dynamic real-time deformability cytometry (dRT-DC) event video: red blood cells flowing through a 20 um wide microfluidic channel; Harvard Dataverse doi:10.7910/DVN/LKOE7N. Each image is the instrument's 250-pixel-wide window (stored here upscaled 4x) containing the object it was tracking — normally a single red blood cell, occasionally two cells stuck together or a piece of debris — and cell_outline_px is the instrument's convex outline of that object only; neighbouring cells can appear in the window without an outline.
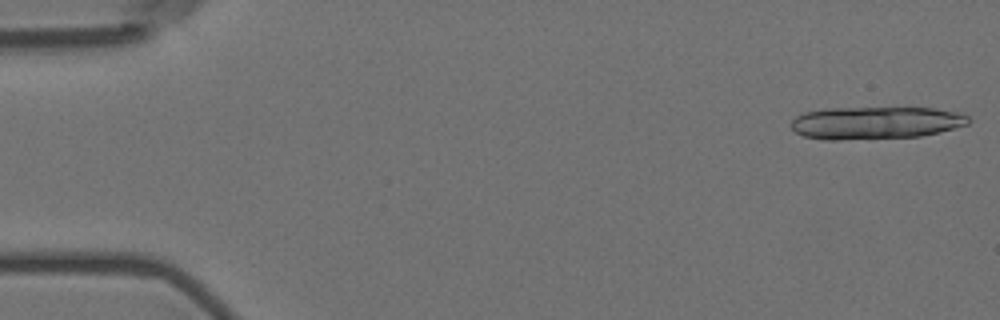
{"species": "Egyptian fruit bat (a non-hibernating species)", "species_latin": "Rousettus aegyptiacus", "temperature_condition": "room temperature", "stored_images_in_passage": 19, "camera_frame_rate_fps": 3000, "um_per_image_px": 0.085, "animal": {"sex": "female"}, "frame": {"image": 1, "passage_image": 1, "time_ms": 0.0, "image_size_px": [1000, 320], "cell_outline_px": [[972, 120], [968, 124], [940, 132], [920, 136], [836, 140], [824, 140], [804, 136], [796, 132], [792, 128], [792, 120], [796, 116], [804, 112], [828, 108], [936, 108], [964, 112]], "centroid_in_image_um": [74.48, 10.43], "position_along_channel_um": 10.5, "area_um2": 33.81}}